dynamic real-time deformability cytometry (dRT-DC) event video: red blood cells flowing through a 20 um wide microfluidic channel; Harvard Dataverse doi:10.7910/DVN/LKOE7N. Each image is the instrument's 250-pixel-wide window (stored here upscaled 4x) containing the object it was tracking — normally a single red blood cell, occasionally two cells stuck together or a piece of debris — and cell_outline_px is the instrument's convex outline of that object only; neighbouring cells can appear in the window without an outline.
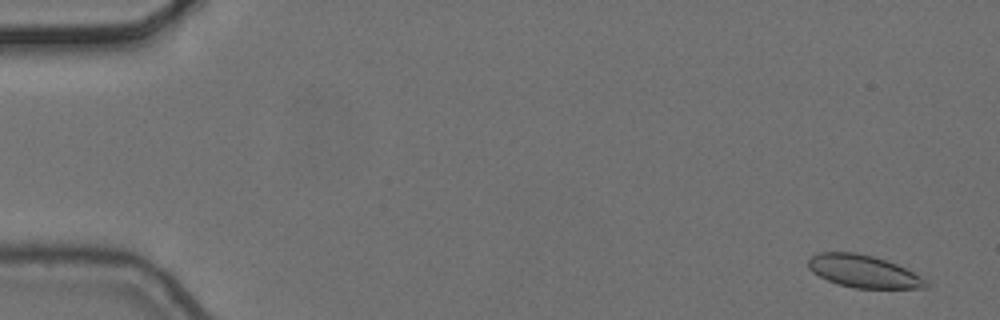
{"species": "common noctule bat (a hibernating species)", "species_latin": "Nyctalus noctula", "temperature_condition": "cold", "stored_images_in_passage": 6, "segment_of_instrument_passage": [1, 2], "camera_frame_rate_fps": 3000, "um_per_image_px": 0.085, "animal": {"sex": "female", "body_mass_g": 24.6, "forearm_length_mm": 56.2}, "frame": {"image": 1, "passage_image": 1, "time_ms": 0.0, "image_size_px": [1000, 320], "cell_outline_px": [[928, 284], [924, 288], [856, 288], [840, 284], [828, 280], [812, 272], [808, 268], [808, 260], [812, 256], [820, 252], [856, 252], [872, 256], [896, 264], [928, 280]], "centroid_in_image_um": [73.38, 23.06], "position_along_channel_um": 11.6, "area_um2": 21.96}}